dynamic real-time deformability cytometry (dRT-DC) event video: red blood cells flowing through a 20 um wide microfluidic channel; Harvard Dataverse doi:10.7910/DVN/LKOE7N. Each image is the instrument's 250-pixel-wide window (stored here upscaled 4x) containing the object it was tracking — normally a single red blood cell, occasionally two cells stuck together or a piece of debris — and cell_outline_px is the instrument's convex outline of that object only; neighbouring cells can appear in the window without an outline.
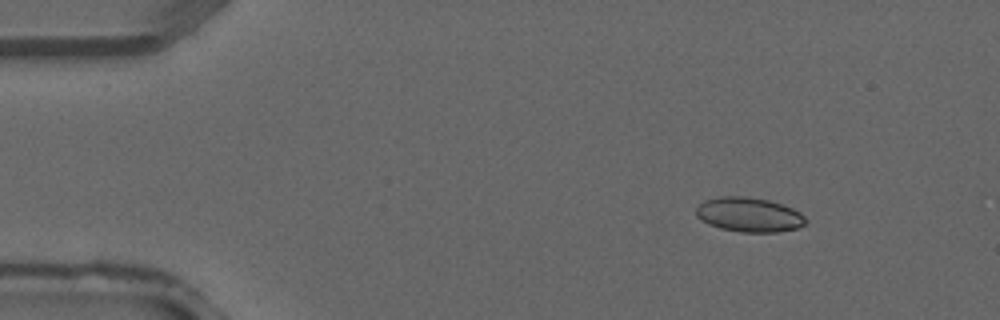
{"species": "common noctule bat (a hibernating species)", "species_latin": "Nyctalus noctula", "temperature_condition": "warm", "stored_images_in_passage": 4, "camera_frame_rate_fps": 3000, "um_per_image_px": 0.085, "animal": {"sex": "male", "forearm_length_mm": 52.5}, "frame": {"image": 1, "passage_image": 1, "time_ms": 0.0, "image_size_px": [1000, 320], "cell_outline_px": [[808, 220], [804, 224], [796, 228], [776, 232], [740, 232], [720, 228], [708, 224], [700, 220], [696, 216], [696, 208], [704, 200], [720, 196], [744, 196], [768, 200], [792, 208], [800, 212]], "centroid_in_image_um": [63.64, 18.25], "position_along_channel_um": 21.4, "area_um2": 22.02}}
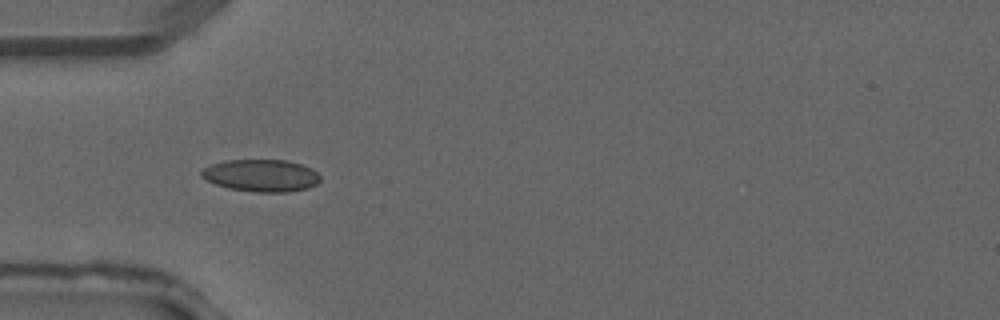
{"frame": {"image": 2, "passage_image": 3, "time_ms": 0.667, "image_size_px": [1000, 320], "cell_outline_px": [[320, 180], [316, 184], [308, 188], [288, 192], [252, 192], [228, 188], [216, 184], [200, 176], [200, 172], [204, 168], [212, 164], [224, 160], [288, 160], [312, 168], [320, 176]], "centroid_in_image_um": [22.21, 14.92], "position_along_channel_um": 62.8, "area_um2": 22.37}}
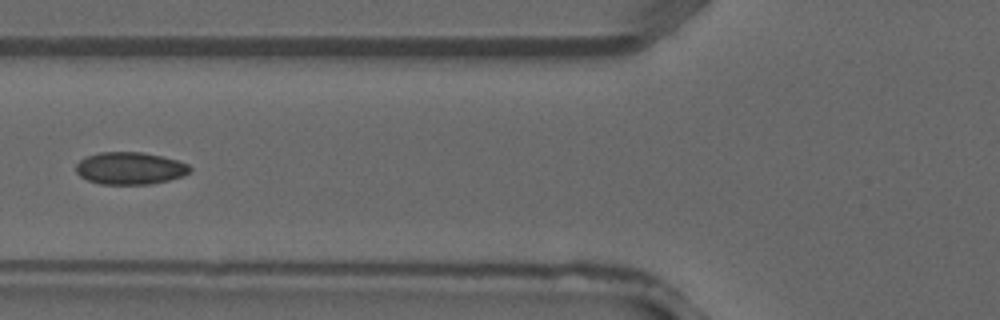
{"frame": {"image": 3, "passage_image": 4, "time_ms": 1.0, "image_size_px": [1000, 320], "cell_outline_px": [[192, 168], [184, 176], [168, 180], [148, 184], [100, 184], [88, 180], [80, 176], [76, 172], [76, 164], [84, 156], [100, 152], [144, 152], [176, 160], [188, 164]], "centroid_in_image_um": [11.02, 14.3], "position_along_channel_um": 114.8, "area_um2": 21.44}}